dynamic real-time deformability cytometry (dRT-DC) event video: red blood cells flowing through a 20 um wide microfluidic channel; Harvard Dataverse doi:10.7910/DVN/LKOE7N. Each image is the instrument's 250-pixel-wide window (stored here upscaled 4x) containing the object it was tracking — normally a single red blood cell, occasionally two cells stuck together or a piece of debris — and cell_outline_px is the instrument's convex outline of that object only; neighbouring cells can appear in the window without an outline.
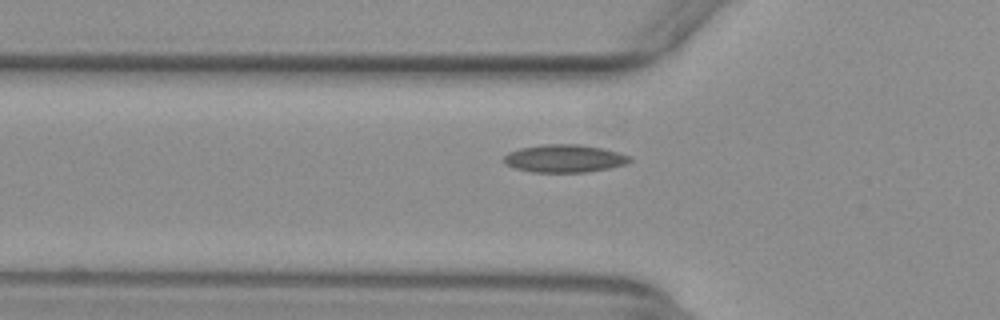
{"species": "common noctule bat (a hibernating species)", "species_latin": "Nyctalus noctula", "temperature_condition": "warm", "stored_images_in_passage": 29, "camera_frame_rate_fps": 3000, "um_per_image_px": 0.085, "animal": {"sex": "female", "body_mass_g": 29.2, "forearm_length_mm": 56.3}, "frame": {"image": 1, "passage_image": 2, "time_ms": 0.333, "image_size_px": [1000, 320], "cell_outline_px": [[632, 160], [624, 164], [608, 168], [584, 172], [532, 172], [516, 168], [508, 164], [504, 160], [504, 156], [508, 152], [520, 148], [540, 144], [580, 144], [604, 148], [620, 152], [632, 156]], "centroid_in_image_um": [48.01, 13.45], "position_along_channel_um": 77.8, "area_um2": 20.4}}
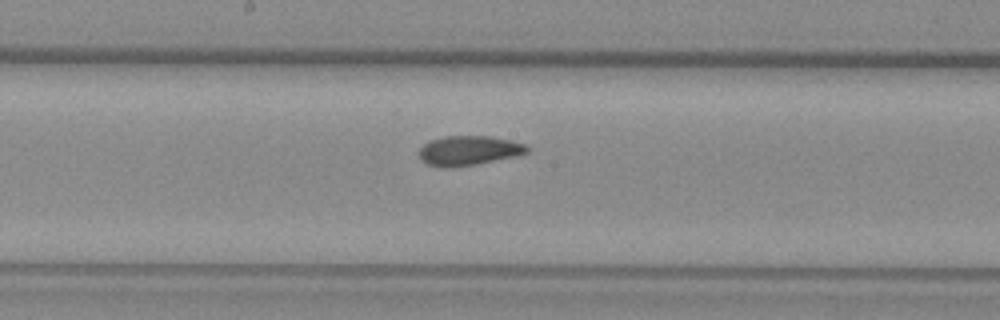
{"frame": {"image": 2, "passage_image": 12, "time_ms": 3.667, "image_size_px": [1000, 320], "cell_outline_px": [[528, 152], [516, 156], [476, 164], [452, 168], [440, 168], [428, 164], [420, 160], [420, 148], [428, 140], [444, 136], [492, 136], [524, 144], [528, 148]], "centroid_in_image_um": [39.79, 12.8], "position_along_channel_um": 208.4, "area_um2": 18.67}}
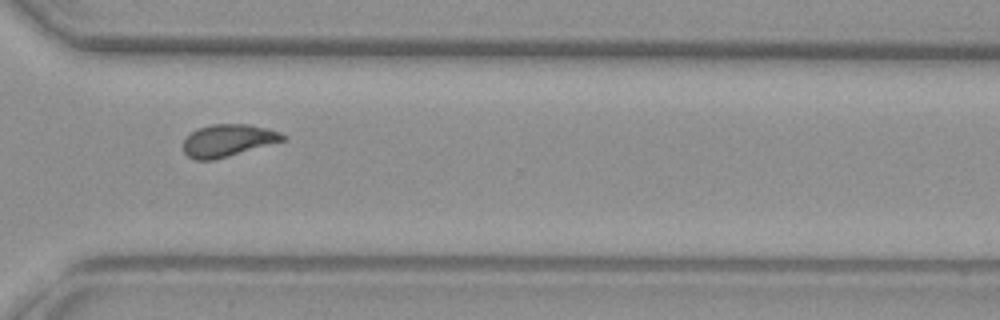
{"frame": {"image": 3, "passage_image": 23, "time_ms": 7.333, "image_size_px": [1000, 320], "cell_outline_px": [[284, 140], [228, 156], [212, 160], [196, 160], [188, 156], [184, 152], [184, 140], [196, 128], [212, 124], [248, 124], [268, 128], [280, 132], [284, 136]], "centroid_in_image_um": [19.35, 11.93], "position_along_channel_um": 351.3, "area_um2": 18.44}, "authors_computed_cell_mechanics": {"area_um2": 18.6694, "velocity_mm_per_s": 3.8967, "shape_relaxation_time_tau1_ms": null, "shape_relaxation_time_tau2_ms": 3.193, "deformation_change_tau1": null, "deformation_change_tau2": 0.0845}}